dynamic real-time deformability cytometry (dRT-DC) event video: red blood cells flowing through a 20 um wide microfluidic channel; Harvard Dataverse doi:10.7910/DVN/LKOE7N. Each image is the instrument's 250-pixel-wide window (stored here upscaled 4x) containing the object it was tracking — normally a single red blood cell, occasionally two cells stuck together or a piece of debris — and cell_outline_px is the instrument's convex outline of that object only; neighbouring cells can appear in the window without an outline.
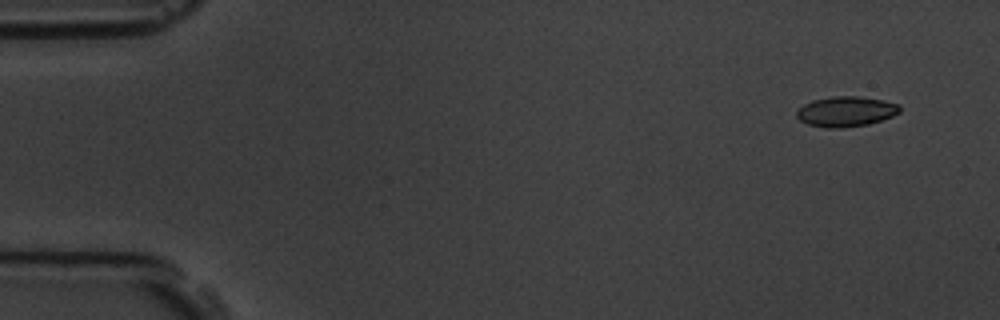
{"species": "common noctule bat (a hibernating species)", "species_latin": "Nyctalus noctula", "temperature_condition": "room temperature", "stored_images_in_passage": 10, "camera_frame_rate_fps": 3000, "um_per_image_px": 0.085, "animal": {"sex": "male", "body_mass_g": 19.5, "forearm_length_mm": 54.6}, "frame": {"image": 1, "passage_image": 1, "time_ms": 0.0, "image_size_px": [1000, 320], "cell_outline_px": [[900, 112], [892, 116], [868, 124], [840, 128], [828, 128], [808, 124], [800, 120], [796, 116], [796, 112], [804, 104], [812, 100], [832, 96], [856, 96], [884, 100], [900, 104]], "centroid_in_image_um": [71.91, 9.47], "position_along_channel_um": 13.1, "area_um2": 18.09}}
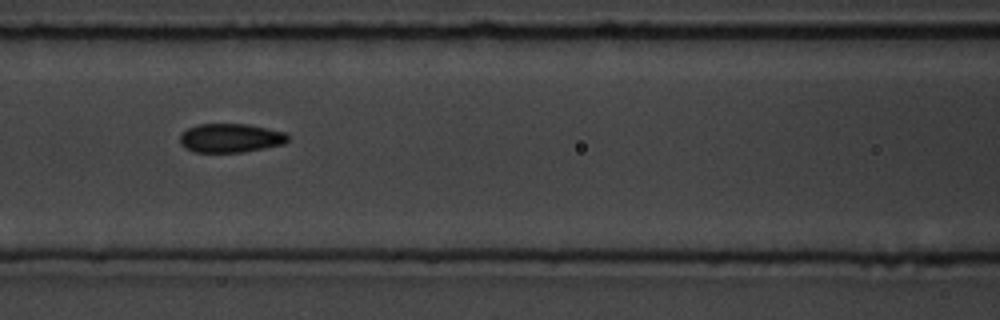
{"frame": {"image": 2, "passage_image": 7, "time_ms": 6.667, "image_size_px": [1000, 320], "cell_outline_px": [[288, 140], [284, 144], [244, 152], [196, 152], [184, 148], [180, 144], [180, 136], [188, 128], [200, 124], [248, 124], [284, 132], [288, 136]], "centroid_in_image_um": [19.59, 11.74], "position_along_channel_um": 147.0, "area_um2": 18.09}}
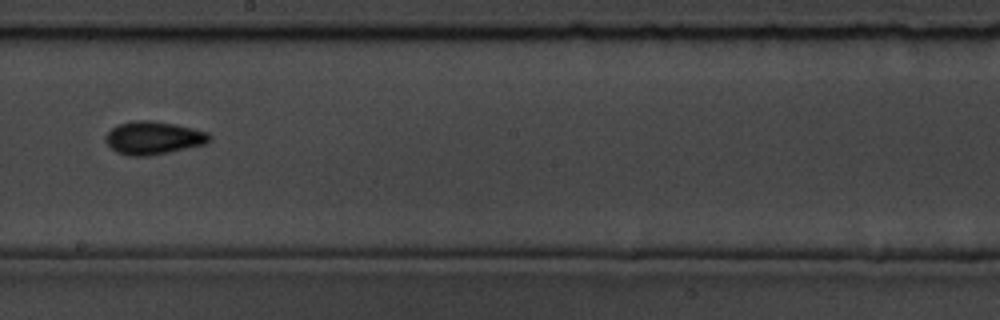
{"frame": {"image": 3, "passage_image": 9, "time_ms": 9.0, "image_size_px": [1000, 320], "cell_outline_px": [[212, 136], [204, 144], [168, 152], [148, 156], [128, 156], [116, 152], [104, 140], [104, 136], [112, 128], [120, 124], [132, 120], [152, 120], [176, 124], [208, 132]], "centroid_in_image_um": [13.01, 11.71], "position_along_channel_um": 235.2, "area_um2": 19.94}}